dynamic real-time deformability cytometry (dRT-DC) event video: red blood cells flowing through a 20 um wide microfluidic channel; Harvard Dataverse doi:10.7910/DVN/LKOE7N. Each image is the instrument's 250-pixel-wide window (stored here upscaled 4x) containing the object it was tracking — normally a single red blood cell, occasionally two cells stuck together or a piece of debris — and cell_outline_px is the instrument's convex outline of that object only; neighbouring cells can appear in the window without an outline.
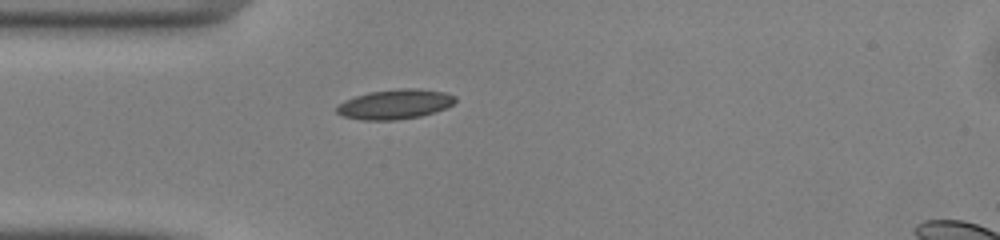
{"species": "common noctule bat (a hibernating species)", "species_latin": "Nyctalus noctula", "temperature_condition": "warm", "stored_images_in_passage": 37, "camera_frame_rate_fps": 3000, "um_per_image_px": 0.085, "animal": {"sex": "male", "body_mass_g": 13.0, "forearm_length_mm": 53.1}, "frame": {"image": 1, "passage_image": 1, "time_ms": 0.0, "image_size_px": [1000, 240], "cell_outline_px": [[456, 100], [452, 104], [444, 108], [420, 116], [396, 120], [360, 120], [344, 116], [336, 112], [336, 108], [344, 100], [368, 92], [400, 88], [416, 88], [444, 92], [456, 96]], "centroid_in_image_um": [33.55, 8.85], "position_along_channel_um": 51.4, "area_um2": 20.4}}
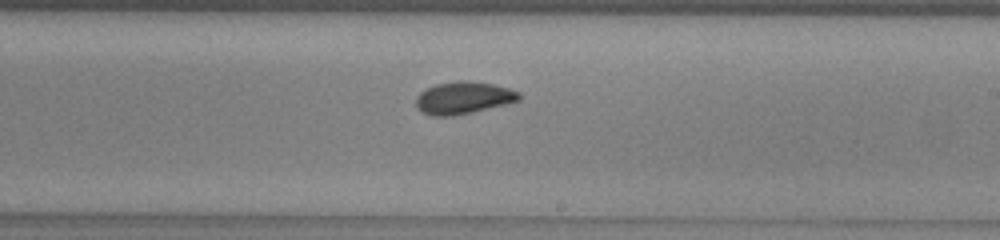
{"frame": {"image": 2, "passage_image": 16, "time_ms": 5.0, "image_size_px": [1000, 240], "cell_outline_px": [[520, 100], [472, 112], [452, 116], [432, 116], [416, 108], [416, 96], [420, 92], [436, 84], [460, 80], [468, 80], [492, 84], [508, 88], [520, 92]], "centroid_in_image_um": [39.37, 8.31], "position_along_channel_um": 249.6, "area_um2": 19.25}}
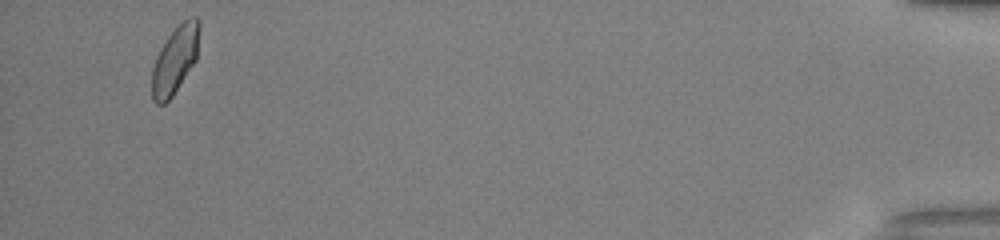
{"frame": {"image": 3, "passage_image": 35, "time_ms": 11.333, "image_size_px": [1000, 240], "cell_outline_px": [[200, 28], [196, 60], [172, 96], [164, 104], [156, 104], [152, 100], [152, 68], [156, 56], [160, 48], [176, 24], [188, 16], [196, 16], [200, 20]], "centroid_in_image_um": [14.89, 5.02], "position_along_channel_um": 420.3, "area_um2": 18.9}, "authors_computed_cell_mechanics": {"area_um2": 18.9584, "velocity_mm_per_s": 4.0892, "shape_relaxation_time_tau1_ms": 3.9166, "shape_relaxation_time_tau2_ms": 1.6528, "deformation_change_tau1": 0.0971, "deformation_change_tau2": 0.0594}}